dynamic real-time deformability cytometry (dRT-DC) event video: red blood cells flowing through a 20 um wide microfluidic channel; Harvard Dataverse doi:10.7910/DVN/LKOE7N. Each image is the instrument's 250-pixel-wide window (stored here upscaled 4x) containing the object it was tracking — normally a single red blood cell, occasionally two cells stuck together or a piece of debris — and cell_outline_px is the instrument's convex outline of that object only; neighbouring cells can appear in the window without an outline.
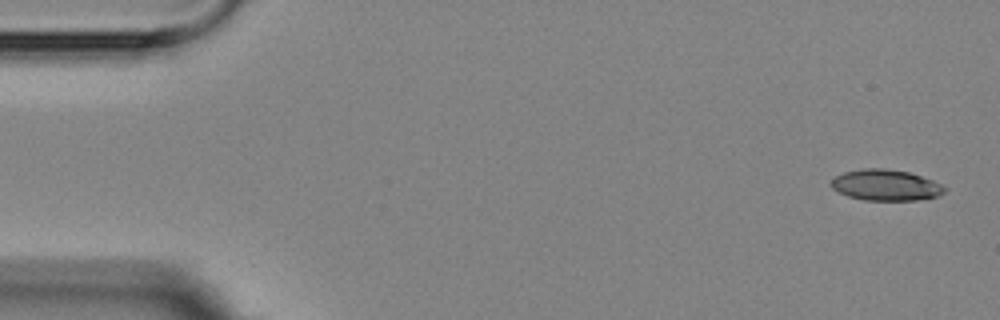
{"species": "Egyptian fruit bat (a non-hibernating species)", "species_latin": "Rousettus aegyptiacus", "temperature_condition": "room temperature", "stored_images_in_passage": 4, "camera_frame_rate_fps": 3000, "um_per_image_px": 0.085, "animal": {"sex": "female"}, "frame": {"image": 1, "passage_image": 1, "time_ms": 0.0, "image_size_px": [1000, 320], "cell_outline_px": [[948, 188], [940, 196], [916, 200], [864, 200], [848, 196], [832, 188], [828, 184], [836, 176], [844, 172], [864, 168], [884, 168], [908, 172], [932, 180]], "centroid_in_image_um": [75.29, 15.74], "position_along_channel_um": 9.7, "area_um2": 20.46}}
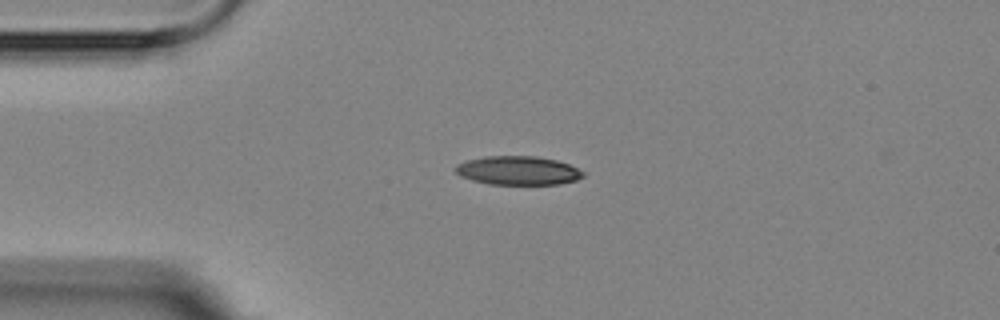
{"frame": {"image": 2, "passage_image": 4, "time_ms": 3.667, "image_size_px": [1000, 320], "cell_outline_px": [[584, 176], [576, 180], [560, 184], [488, 184], [472, 180], [460, 176], [456, 172], [456, 164], [468, 160], [484, 156], [536, 156], [556, 160], [568, 164], [584, 172]], "centroid_in_image_um": [44.02, 14.49], "position_along_channel_um": 41.0, "area_um2": 21.33}}